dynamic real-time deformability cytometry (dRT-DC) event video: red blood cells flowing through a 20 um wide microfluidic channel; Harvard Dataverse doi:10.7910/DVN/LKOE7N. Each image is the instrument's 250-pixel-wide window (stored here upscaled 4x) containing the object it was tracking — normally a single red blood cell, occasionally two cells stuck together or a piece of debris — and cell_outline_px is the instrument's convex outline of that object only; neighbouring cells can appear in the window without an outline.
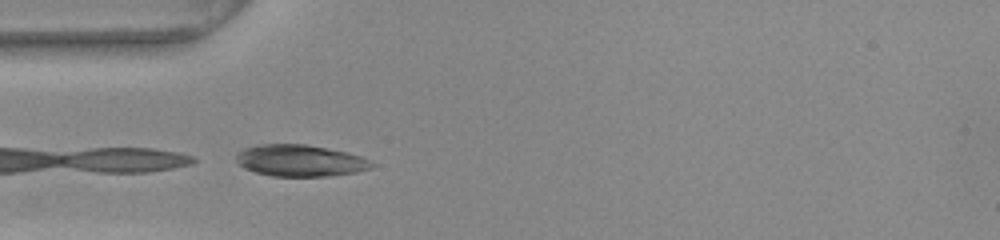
{"species": "common noctule bat (a hibernating species)", "species_latin": "Nyctalus noctula", "temperature_condition": "warm", "stored_images_in_passage": 39, "camera_frame_rate_fps": 3000, "um_per_image_px": 0.085, "animal": {"sex": "female", "body_mass_g": 22.0, "forearm_length_mm": 56.7}, "frame": {"image": 1, "passage_image": 1, "time_ms": 0.0, "image_size_px": [1000, 240], "cell_outline_px": [[376, 164], [372, 168], [356, 172], [328, 176], [272, 176], [256, 172], [244, 168], [236, 160], [236, 156], [244, 148], [264, 144], [304, 144], [348, 152], [360, 156]], "centroid_in_image_um": [25.54, 13.65], "position_along_channel_um": 59.5, "area_um2": 24.8}}
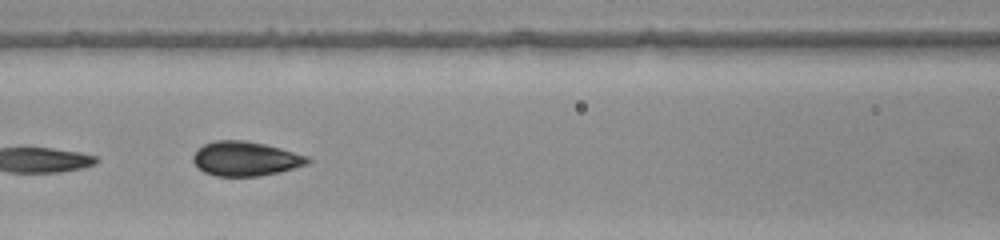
{"frame": {"image": 2, "passage_image": 8, "time_ms": 2.333, "image_size_px": [1000, 240], "cell_outline_px": [[312, 160], [308, 164], [260, 176], [216, 176], [204, 172], [192, 160], [192, 156], [196, 148], [204, 144], [216, 140], [244, 140], [264, 144], [280, 148], [308, 156]], "centroid_in_image_um": [20.84, 13.48], "position_along_channel_um": 145.8, "area_um2": 22.89}}
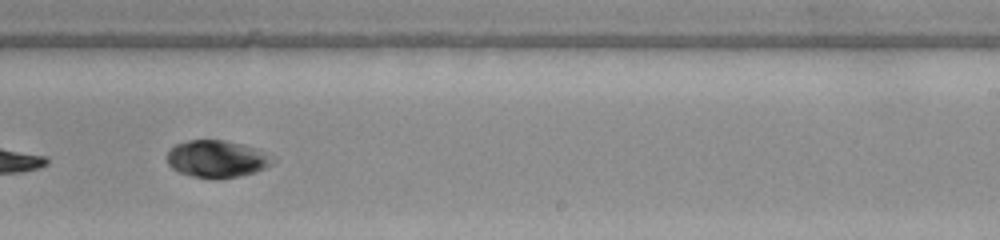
{"frame": {"image": 3, "passage_image": 18, "time_ms": 5.667, "image_size_px": [1000, 240], "cell_outline_px": [[276, 160], [272, 164], [256, 172], [240, 176], [216, 180], [192, 176], [180, 172], [172, 168], [168, 164], [168, 148], [176, 144], [188, 140], [224, 140], [244, 144], [256, 148], [264, 152]], "centroid_in_image_um": [18.44, 13.51], "position_along_channel_um": 270.6, "area_um2": 23.12}, "authors_computed_cell_mechanics": {"area_um2": 24.1026, "velocity_mm_per_s": 3.7548, "shape_relaxation_time_tau1_ms": 2.0707, "shape_relaxation_time_tau2_ms": null, "deformation_change_tau1": 0.1438, "deformation_change_tau2": null}}